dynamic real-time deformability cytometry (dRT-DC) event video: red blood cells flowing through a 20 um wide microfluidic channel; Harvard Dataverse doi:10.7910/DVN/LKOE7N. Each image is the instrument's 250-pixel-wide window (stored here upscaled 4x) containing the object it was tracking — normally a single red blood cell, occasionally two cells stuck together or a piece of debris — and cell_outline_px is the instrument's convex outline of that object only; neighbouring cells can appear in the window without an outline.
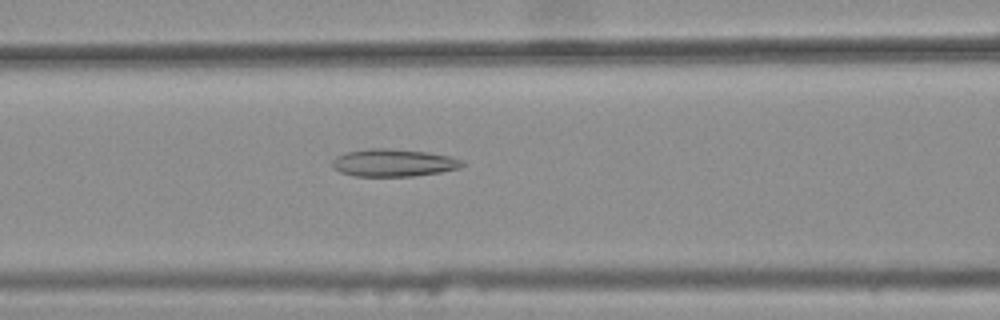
{"species": "common noctule bat (a hibernating species)", "species_latin": "Nyctalus noctula", "temperature_condition": "warm", "stored_images_in_passage": 31, "camera_frame_rate_fps": 3000, "um_per_image_px": 0.085, "animal": {"sex": "female", "body_mass_g": 25.1}, "frame": {"image": 1, "passage_image": 6, "time_ms": 1.667, "image_size_px": [1000, 320], "cell_outline_px": [[464, 164], [460, 168], [440, 172], [412, 176], [356, 176], [340, 172], [332, 168], [332, 160], [336, 156], [344, 152], [368, 148], [388, 148], [428, 152], [448, 156], [464, 160]], "centroid_in_image_um": [33.42, 13.83], "position_along_channel_um": 133.2, "area_um2": 20.98}}
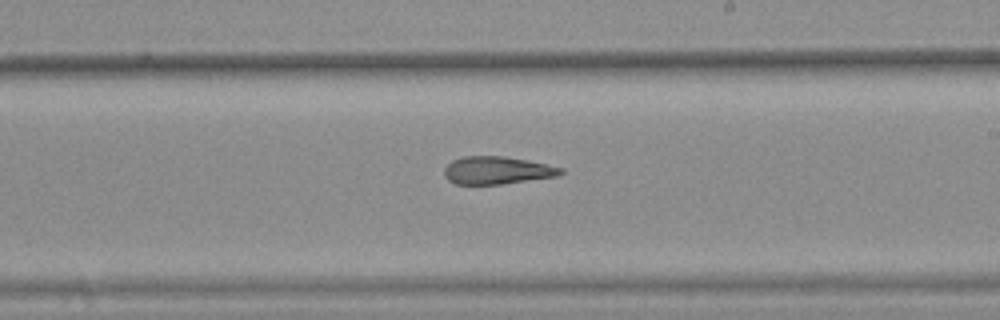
{"frame": {"image": 2, "passage_image": 15, "time_ms": 4.667, "image_size_px": [1000, 320], "cell_outline_px": [[564, 172], [556, 176], [500, 184], [456, 184], [448, 180], [444, 176], [444, 168], [452, 160], [464, 156], [504, 156], [548, 164], [564, 168]], "centroid_in_image_um": [42.23, 14.47], "position_along_channel_um": 246.8, "area_um2": 18.73}}
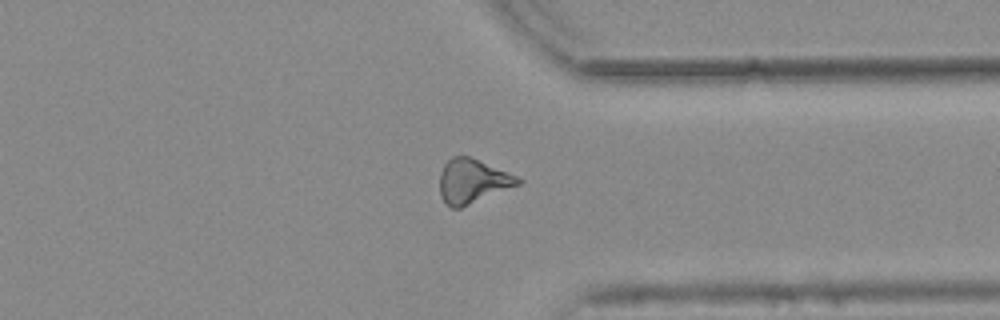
{"frame": {"image": 3, "passage_image": 25, "time_ms": 8.0, "image_size_px": [1000, 320], "cell_outline_px": [[524, 180], [520, 184], [460, 208], [452, 208], [440, 196], [440, 172], [444, 164], [452, 156], [468, 156], [516, 176]], "centroid_in_image_um": [40.14, 15.4], "position_along_channel_um": 371.3, "area_um2": 19.77}, "authors_computed_cell_mechanics": {"area_um2": 19.5942, "velocity_mm_per_s": 3.8004, "shape_relaxation_time_tau1_ms": null, "shape_relaxation_time_tau2_ms": 3.8923, "deformation_change_tau1": null, "deformation_change_tau2": 0.154}}